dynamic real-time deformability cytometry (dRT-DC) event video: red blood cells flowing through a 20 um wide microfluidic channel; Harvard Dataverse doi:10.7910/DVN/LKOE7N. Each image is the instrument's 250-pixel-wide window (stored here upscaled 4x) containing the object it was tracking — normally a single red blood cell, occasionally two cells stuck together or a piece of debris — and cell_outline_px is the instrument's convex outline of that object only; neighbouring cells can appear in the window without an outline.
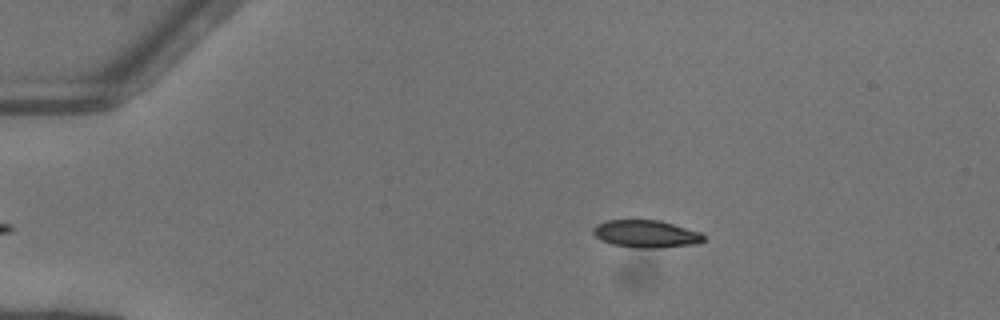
{"species": "common noctule bat (a hibernating species)", "species_latin": "Nyctalus noctula", "temperature_condition": "warm", "stored_images_in_passage": 43, "camera_frame_rate_fps": 3000, "um_per_image_px": 0.085, "animal": {"sex": "female"}, "frame": {"image": 1, "passage_image": 2, "time_ms": 0.333, "image_size_px": [1000, 320], "cell_outline_px": [[704, 240], [700, 244], [660, 248], [640, 248], [612, 244], [600, 240], [592, 232], [592, 228], [596, 224], [608, 220], [660, 220], [700, 232], [704, 236]], "centroid_in_image_um": [54.92, 19.88], "position_along_channel_um": 30.1, "area_um2": 17.8}}
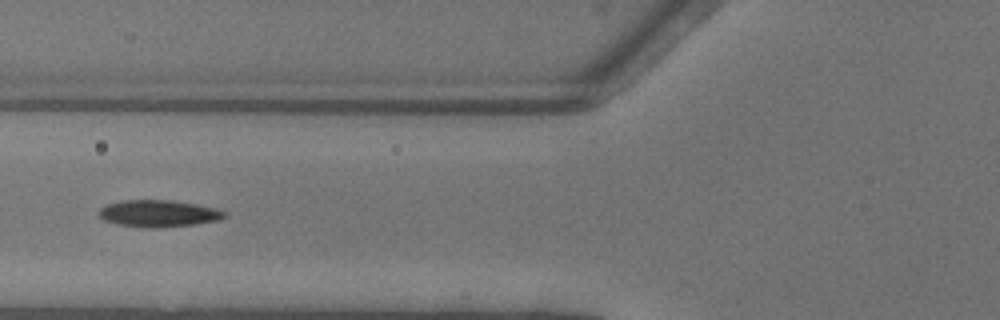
{"frame": {"image": 2, "passage_image": 13, "time_ms": 4.0, "image_size_px": [1000, 320], "cell_outline_px": [[228, 216], [220, 220], [196, 224], [164, 228], [148, 228], [116, 224], [104, 220], [96, 212], [100, 208], [108, 204], [124, 200], [172, 200], [196, 204], [216, 208], [228, 212]], "centroid_in_image_um": [13.52, 18.15], "position_along_channel_um": 112.3, "area_um2": 20.0}}
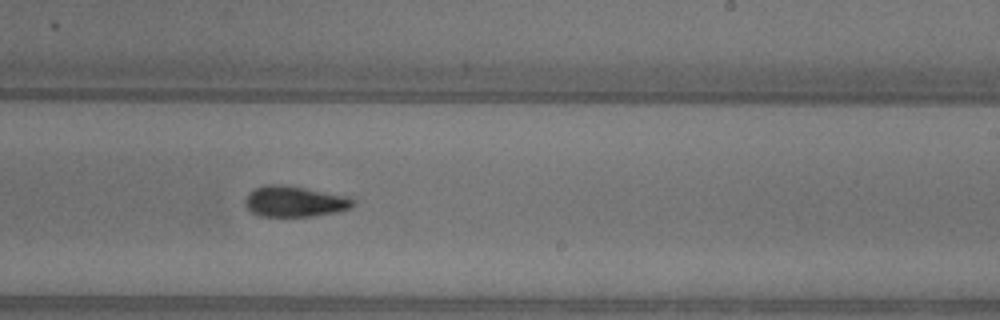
{"frame": {"image": 3, "passage_image": 24, "time_ms": 7.667, "image_size_px": [1000, 320], "cell_outline_px": [[356, 204], [352, 208], [336, 212], [312, 216], [260, 216], [252, 212], [244, 204], [244, 200], [248, 192], [264, 184], [284, 184], [348, 196], [356, 200]], "centroid_in_image_um": [25.05, 17.11], "position_along_channel_um": 263.9, "area_um2": 19.59}, "authors_computed_cell_mechanics": {"area_um2": 19.1896, "velocity_mm_per_s": 4.1327, "shape_relaxation_time_tau1_ms": 5.5518, "shape_relaxation_time_tau2_ms": 3.9614, "deformation_change_tau1": 0.2065, "deformation_change_tau2": 0.1154}}